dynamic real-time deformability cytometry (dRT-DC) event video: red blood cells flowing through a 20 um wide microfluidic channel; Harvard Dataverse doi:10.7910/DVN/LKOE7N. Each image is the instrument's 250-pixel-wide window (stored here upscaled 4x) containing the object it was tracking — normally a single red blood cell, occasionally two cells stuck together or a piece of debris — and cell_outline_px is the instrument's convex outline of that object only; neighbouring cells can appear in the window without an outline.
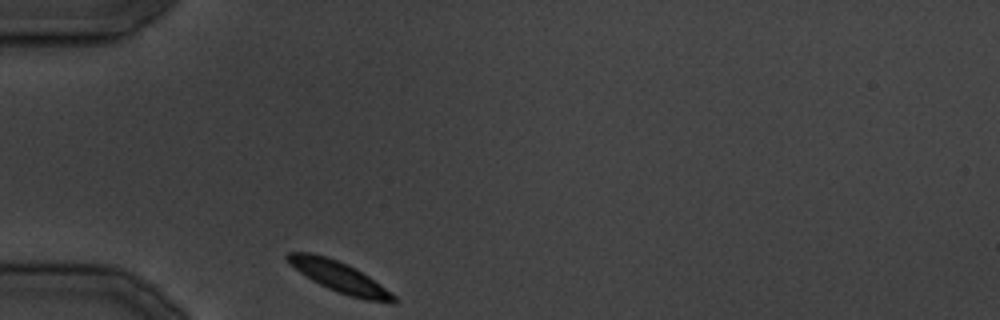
{"species": "common noctule bat (a hibernating species)", "species_latin": "Nyctalus noctula", "temperature_condition": "cold", "stored_images_in_passage": 16, "camera_frame_rate_fps": 3000, "um_per_image_px": 0.085, "animal": {"sex": "male", "body_mass_g": 19.5, "forearm_length_mm": 54.6}, "frame": {"image": 1, "passage_image": 1, "time_ms": 0.0, "image_size_px": [1000, 320], "cell_outline_px": [[396, 300], [392, 304], [368, 300], [352, 296], [328, 288], [312, 280], [300, 272], [284, 256], [288, 252], [312, 252], [348, 264], [368, 276], [380, 284], [396, 296]], "centroid_in_image_um": [28.87, 23.53], "position_along_channel_um": 56.1, "area_um2": 18.5}}
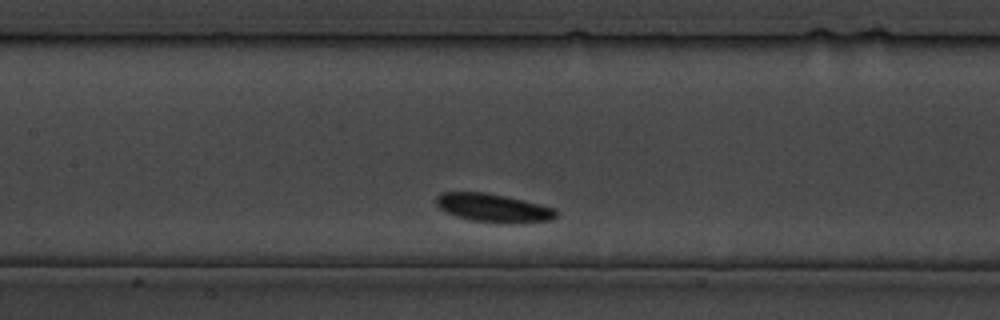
{"frame": {"image": 2, "passage_image": 8, "time_ms": 8.667, "image_size_px": [1000, 320], "cell_outline_px": [[556, 216], [552, 220], [468, 220], [444, 212], [436, 204], [436, 196], [440, 192], [484, 192], [524, 200], [540, 204], [552, 208], [556, 212]], "centroid_in_image_um": [41.79, 17.61], "position_along_channel_um": 165.6, "area_um2": 18.73}}
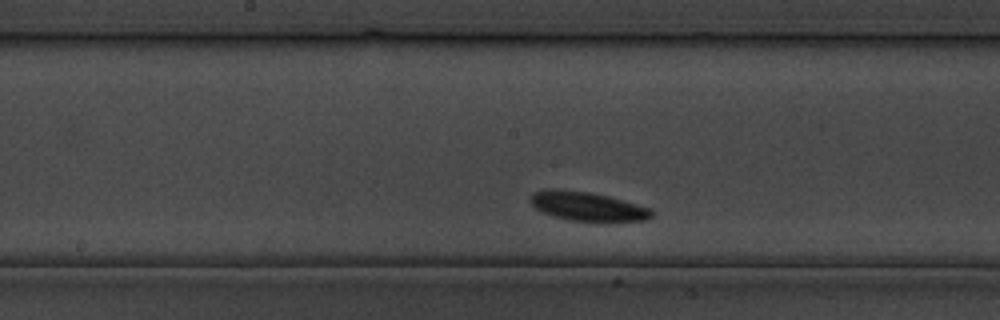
{"frame": {"image": 3, "passage_image": 10, "time_ms": 11.0, "image_size_px": [1000, 320], "cell_outline_px": [[652, 216], [644, 220], [608, 224], [600, 224], [568, 220], [552, 216], [536, 208], [532, 204], [532, 196], [536, 192], [544, 188], [556, 188], [588, 192], [608, 196], [636, 204], [648, 208], [652, 212]], "centroid_in_image_um": [49.96, 17.59], "position_along_channel_um": 198.2, "area_um2": 21.04}}